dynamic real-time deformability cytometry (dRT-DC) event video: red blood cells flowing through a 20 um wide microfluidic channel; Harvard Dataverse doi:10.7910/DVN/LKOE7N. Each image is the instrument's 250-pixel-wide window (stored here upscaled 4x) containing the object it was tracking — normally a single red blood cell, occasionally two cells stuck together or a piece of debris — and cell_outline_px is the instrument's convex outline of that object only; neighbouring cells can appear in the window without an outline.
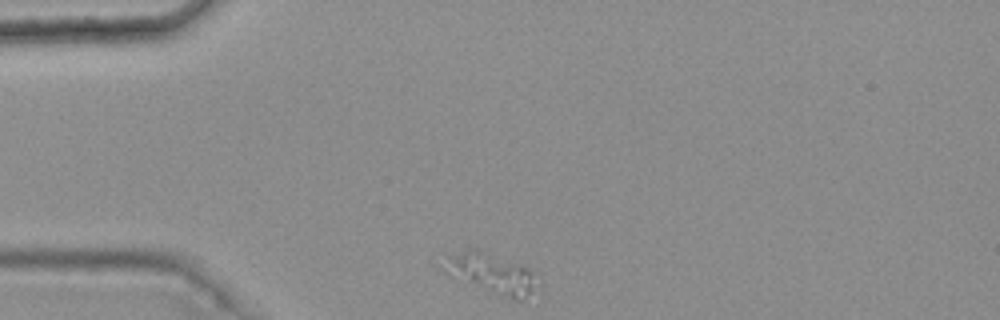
{"species": "common noctule bat (a hibernating species)", "species_latin": "Nyctalus noctula", "temperature_condition": "warm", "stored_images_in_passage": 2, "camera_frame_rate_fps": 3000, "um_per_image_px": 0.085, "animal": {"sex": "female", "body_mass_g": 25.1}, "frame": {"image": 1, "passage_image": 1, "time_ms": 0.0, "image_size_px": [1000, 320], "cell_outline_px": [[544, 292], [524, 300], [516, 300], [504, 296], [452, 276], [448, 272], [448, 256], [472, 248], [476, 248], [532, 268]], "centroid_in_image_um": [42.06, 23.29], "position_along_channel_um": 42.9, "area_um2": 21.79}}